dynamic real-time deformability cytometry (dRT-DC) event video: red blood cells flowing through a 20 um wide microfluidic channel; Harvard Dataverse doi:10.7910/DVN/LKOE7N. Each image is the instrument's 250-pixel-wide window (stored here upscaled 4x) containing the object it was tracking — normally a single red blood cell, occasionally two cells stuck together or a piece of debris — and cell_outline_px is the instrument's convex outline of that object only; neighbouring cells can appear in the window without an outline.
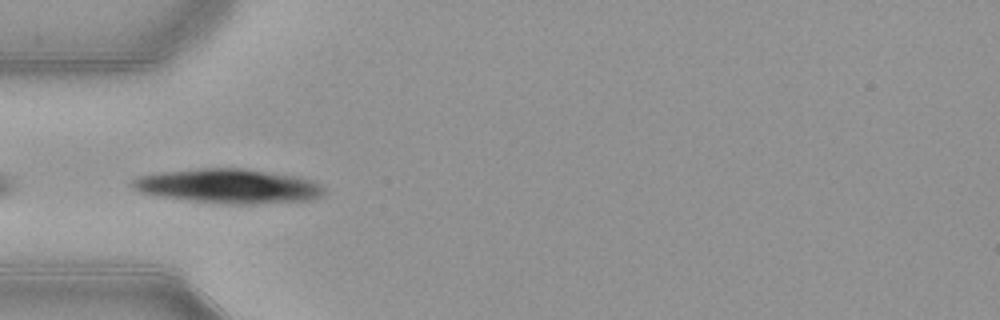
{"species": "common noctule bat (a hibernating species)", "species_latin": "Nyctalus noctula", "temperature_condition": "warm", "stored_images_in_passage": 36, "camera_frame_rate_fps": 3000, "um_per_image_px": 0.085, "animal": {"sex": "female", "body_mass_g": 21.9}, "frame": {"image": 1, "passage_image": 1, "time_ms": 0.0, "image_size_px": [1000, 320], "cell_outline_px": [[324, 196], [308, 200], [252, 204], [220, 204], [164, 196], [140, 192], [132, 188], [132, 180], [140, 176], [160, 172], [204, 168], [236, 168], [292, 176], [316, 180], [324, 188]], "centroid_in_image_um": [19.46, 15.83], "position_along_channel_um": 65.5, "area_um2": 37.92}}
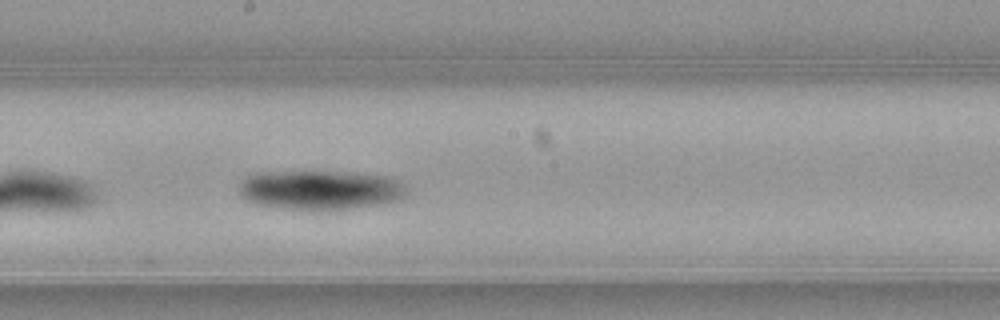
{"frame": {"image": 2, "passage_image": 13, "time_ms": 4.0, "image_size_px": [1000, 320], "cell_outline_px": [[408, 192], [400, 200], [384, 204], [352, 208], [308, 212], [252, 204], [240, 192], [240, 180], [256, 172], [356, 172], [388, 176], [400, 180], [408, 188]], "centroid_in_image_um": [27.27, 16.17], "position_along_channel_um": 220.9, "area_um2": 39.48}}
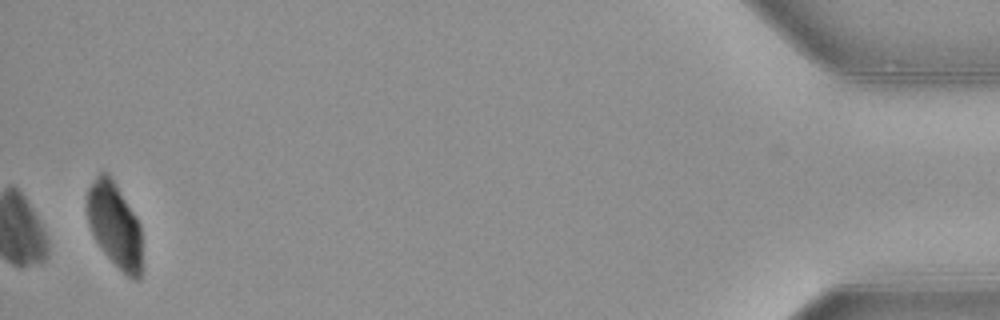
{"frame": {"image": 3, "passage_image": 36, "time_ms": 11.667, "image_size_px": [1000, 320], "cell_outline_px": [[140, 280], [132, 280], [104, 252], [96, 240], [88, 224], [88, 188], [96, 176], [100, 172], [108, 172], [112, 176], [136, 216], [140, 224]], "centroid_in_image_um": [9.74, 19.07], "position_along_channel_um": 425.5, "area_um2": 26.76}}